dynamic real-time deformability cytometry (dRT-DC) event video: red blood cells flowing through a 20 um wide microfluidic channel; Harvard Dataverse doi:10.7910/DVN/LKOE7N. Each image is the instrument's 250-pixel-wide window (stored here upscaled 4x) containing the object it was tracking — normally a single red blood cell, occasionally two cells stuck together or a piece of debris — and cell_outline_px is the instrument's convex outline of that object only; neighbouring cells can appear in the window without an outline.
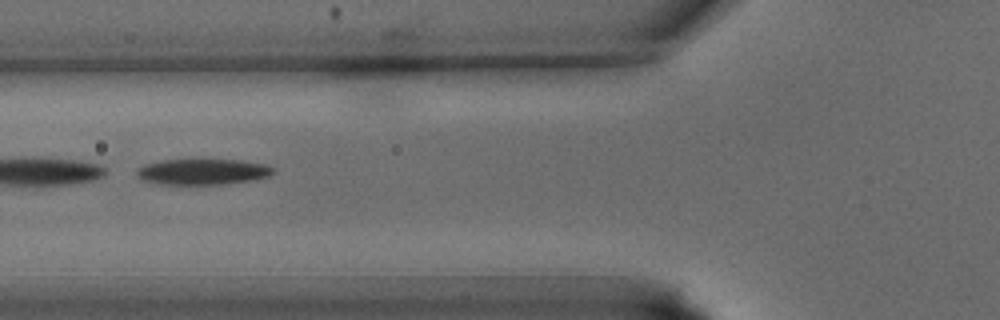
{"species": "common noctule bat (a hibernating species)", "species_latin": "Nyctalus noctula", "temperature_condition": "warm", "stored_images_in_passage": 25, "camera_frame_rate_fps": 3000, "um_per_image_px": 0.085, "animal": {"sex": "male", "body_mass_g": 15.6}, "frame": {"image": 1, "passage_image": 4, "time_ms": 1.0, "image_size_px": [1000, 320], "cell_outline_px": [[276, 172], [268, 176], [248, 180], [220, 184], [160, 184], [140, 180], [136, 176], [136, 168], [144, 164], [160, 160], [240, 160], [264, 164], [276, 168]], "centroid_in_image_um": [17.16, 14.59], "position_along_channel_um": 108.6, "area_um2": 20.52}}
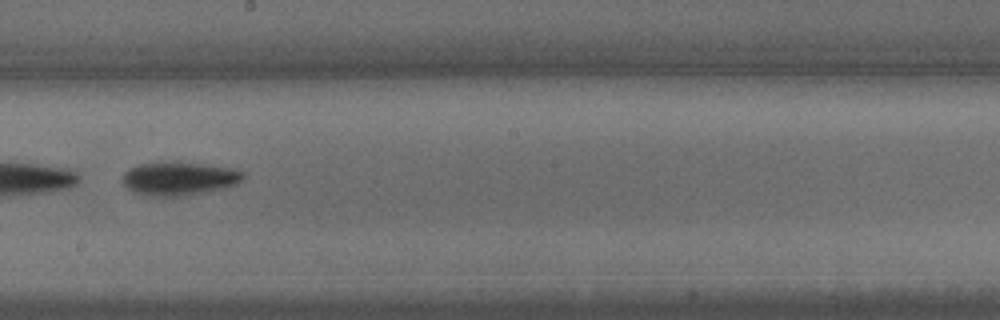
{"frame": {"image": 2, "passage_image": 11, "time_ms": 3.333, "image_size_px": [1000, 320], "cell_outline_px": [[244, 176], [236, 184], [224, 188], [176, 196], [152, 196], [132, 192], [124, 184], [124, 172], [128, 168], [140, 164], [164, 160], [176, 160], [232, 168], [244, 172]], "centroid_in_image_um": [15.19, 15.13], "position_along_channel_um": 233.0, "area_um2": 23.64}}
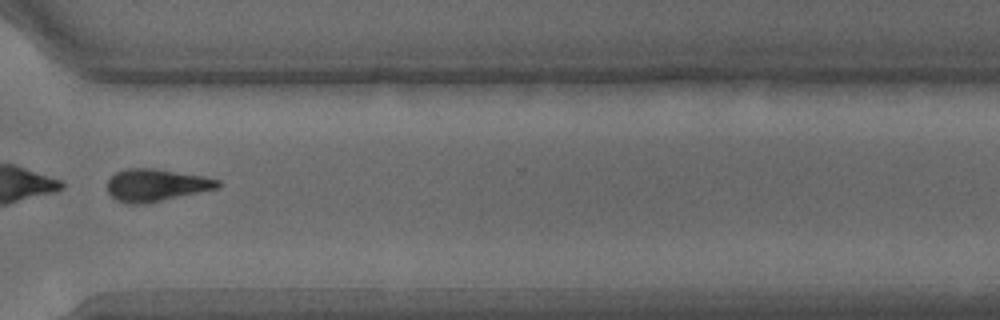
{"frame": {"image": 3, "passage_image": 18, "time_ms": 5.667, "image_size_px": [1000, 320], "cell_outline_px": [[220, 184], [216, 188], [144, 204], [128, 204], [116, 200], [108, 192], [108, 180], [116, 172], [124, 168], [156, 168], [204, 176], [220, 180]], "centroid_in_image_um": [13.23, 15.72], "position_along_channel_um": 357.4, "area_um2": 20.69}}